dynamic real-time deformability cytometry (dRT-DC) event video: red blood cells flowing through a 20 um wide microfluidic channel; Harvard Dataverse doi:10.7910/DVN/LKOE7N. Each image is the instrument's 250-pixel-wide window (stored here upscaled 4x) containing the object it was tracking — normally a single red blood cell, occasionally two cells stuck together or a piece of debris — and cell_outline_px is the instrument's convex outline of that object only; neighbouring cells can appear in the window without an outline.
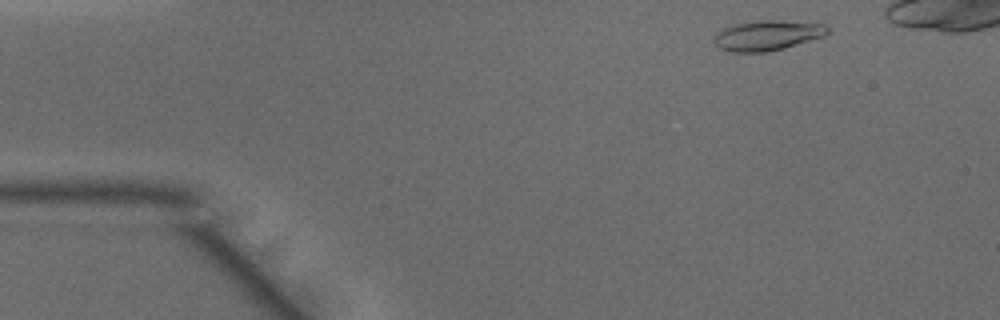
{"species": "common noctule bat (a hibernating species)", "species_latin": "Nyctalus noctula", "temperature_condition": "warm", "stored_images_in_passage": 38, "camera_frame_rate_fps": 3000, "um_per_image_px": 0.085, "animal": {"sex": "male", "body_mass_g": 15.6}, "frame": {"image": 1, "passage_image": 2, "time_ms": 0.333, "image_size_px": [1000, 320], "cell_outline_px": [[828, 32], [824, 36], [784, 48], [768, 52], [728, 52], [720, 48], [712, 40], [724, 28], [736, 24], [760, 20], [780, 20], [824, 24], [828, 28]], "centroid_in_image_um": [65.23, 3.02], "position_along_channel_um": 19.8, "area_um2": 19.71}}
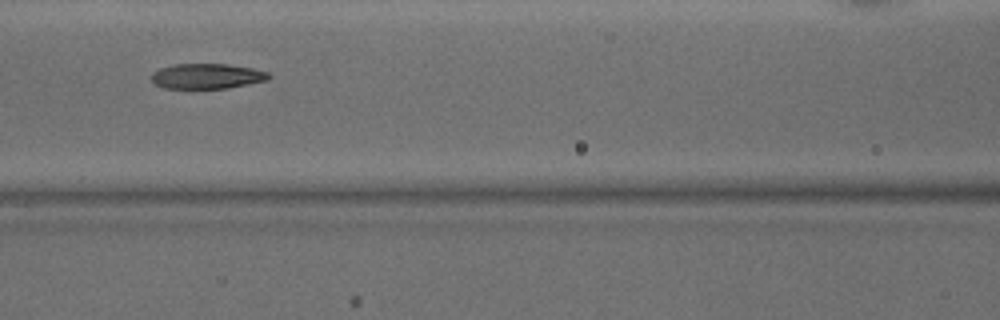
{"frame": {"image": 2, "passage_image": 17, "time_ms": 5.333, "image_size_px": [1000, 320], "cell_outline_px": [[272, 76], [268, 80], [228, 88], [164, 88], [156, 84], [152, 80], [152, 72], [160, 68], [172, 64], [228, 64], [252, 68], [268, 72]], "centroid_in_image_um": [17.61, 6.47], "position_along_channel_um": 149.0, "area_um2": 17.22}}
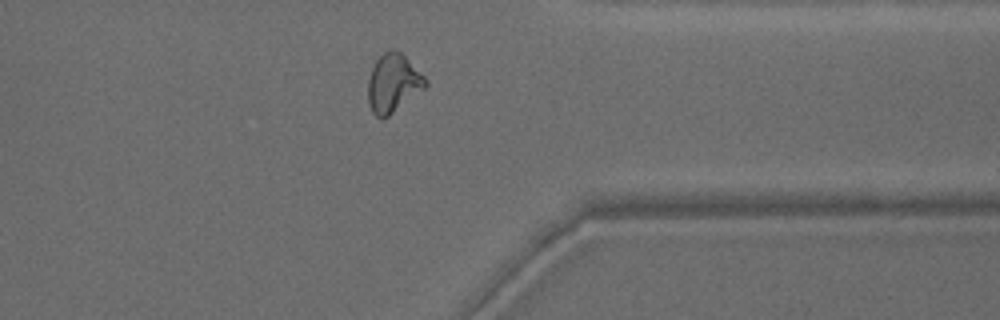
{"frame": {"image": 3, "passage_image": 34, "time_ms": 11.0, "image_size_px": [1000, 320], "cell_outline_px": [[428, 84], [424, 88], [388, 116], [376, 116], [372, 112], [368, 104], [368, 80], [372, 68], [376, 60], [388, 48], [396, 48], [428, 80]], "centroid_in_image_um": [33.4, 7.03], "position_along_channel_um": 378.0, "area_um2": 19.25}}